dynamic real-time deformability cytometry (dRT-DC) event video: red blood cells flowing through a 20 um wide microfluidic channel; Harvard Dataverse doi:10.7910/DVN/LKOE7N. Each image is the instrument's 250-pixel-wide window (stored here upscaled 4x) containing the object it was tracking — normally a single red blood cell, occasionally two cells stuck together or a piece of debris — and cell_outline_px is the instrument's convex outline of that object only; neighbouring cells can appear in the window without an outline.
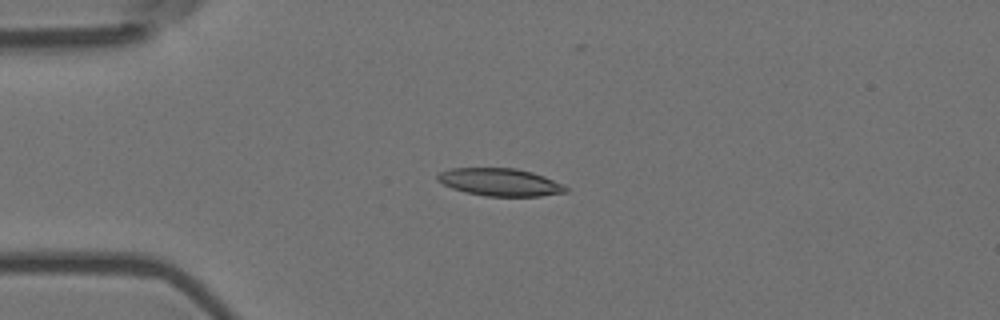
{"species": "Egyptian fruit bat (a non-hibernating species)", "species_latin": "Rousettus aegyptiacus", "temperature_condition": "room temperature", "stored_images_in_passage": 15, "camera_frame_rate_fps": 3000, "um_per_image_px": 0.085, "animal": {"sex": "female"}, "frame": {"image": 1, "passage_image": 4, "time_ms": 1.0, "image_size_px": [1000, 320], "cell_outline_px": [[568, 192], [540, 196], [484, 196], [452, 188], [436, 180], [436, 176], [440, 172], [452, 168], [516, 168], [532, 172], [544, 176], [564, 184], [568, 188]], "centroid_in_image_um": [42.53, 15.48], "position_along_channel_um": 42.5, "area_um2": 20.63}}
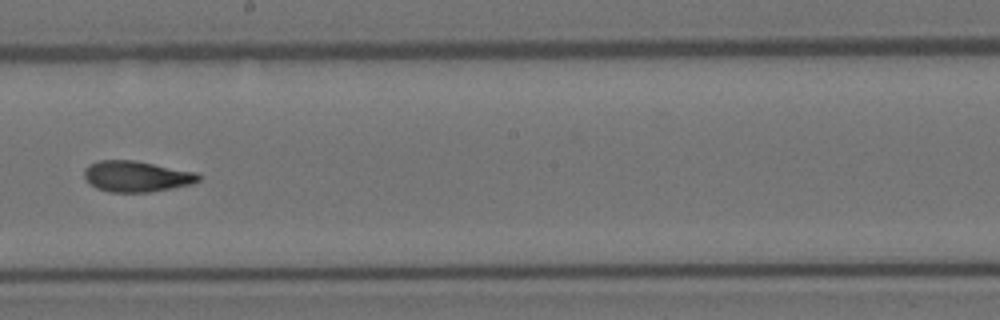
{"frame": {"image": 2, "passage_image": 9, "time_ms": 2.667, "image_size_px": [1000, 320], "cell_outline_px": [[200, 180], [192, 184], [172, 188], [148, 192], [112, 192], [96, 188], [84, 176], [84, 168], [88, 164], [100, 160], [132, 160], [196, 172], [200, 176]], "centroid_in_image_um": [11.59, 14.99], "position_along_channel_um": 236.6, "area_um2": 20.4}}
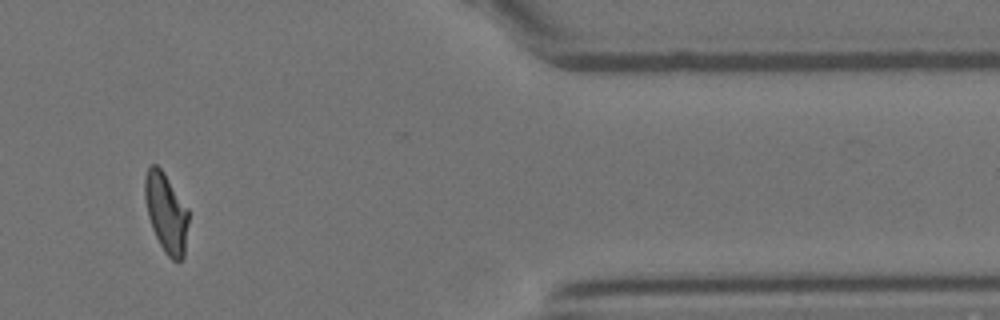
{"frame": {"image": 3, "passage_image": 13, "time_ms": 4.0, "image_size_px": [1000, 320], "cell_outline_px": [[188, 224], [184, 256], [180, 260], [172, 260], [164, 252], [152, 228], [148, 216], [144, 200], [144, 176], [148, 168], [152, 164], [156, 164], [164, 172], [188, 208]], "centroid_in_image_um": [14.11, 18.06], "position_along_channel_um": 397.3, "area_um2": 20.29}}